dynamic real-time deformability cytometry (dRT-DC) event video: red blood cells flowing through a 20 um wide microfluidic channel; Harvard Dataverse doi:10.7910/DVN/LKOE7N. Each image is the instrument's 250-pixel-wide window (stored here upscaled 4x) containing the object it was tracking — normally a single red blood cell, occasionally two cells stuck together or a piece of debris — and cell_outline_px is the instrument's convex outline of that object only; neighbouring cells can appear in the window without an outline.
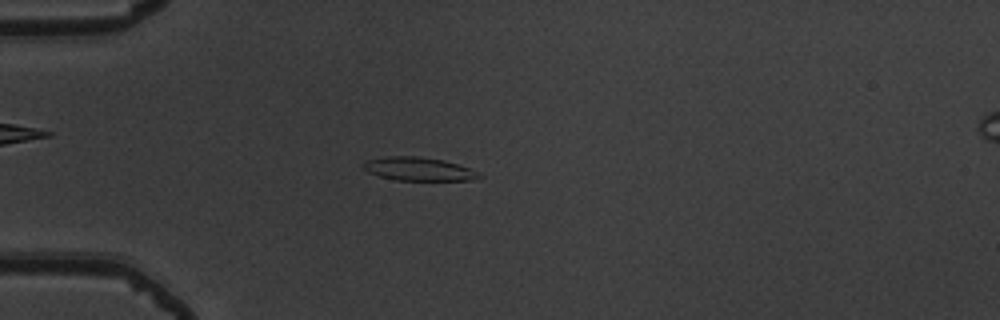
{"species": "common noctule bat (a hibernating species)", "species_latin": "Nyctalus noctula", "temperature_condition": "warm", "stored_images_in_passage": 53, "camera_frame_rate_fps": 3000, "um_per_image_px": 0.085, "animal": {"sex": "male", "body_mass_g": 19.5, "forearm_length_mm": 54.6}, "frame": {"image": 1, "passage_image": 15, "time_ms": 4.667, "image_size_px": [1000, 320], "cell_outline_px": [[484, 176], [468, 180], [396, 180], [380, 176], [368, 172], [360, 164], [368, 160], [384, 156], [416, 156], [444, 160], [468, 168]], "centroid_in_image_um": [35.52, 14.36], "position_along_channel_um": 49.5, "area_um2": 15.61}}
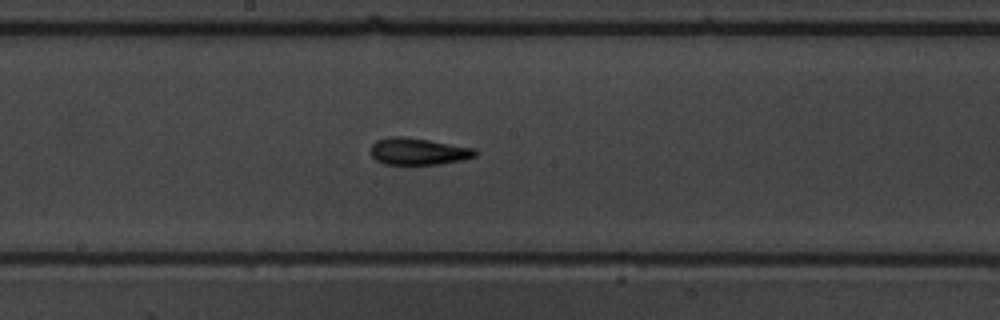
{"frame": {"image": 2, "passage_image": 29, "time_ms": 9.333, "image_size_px": [1000, 320], "cell_outline_px": [[480, 152], [476, 156], [464, 160], [440, 164], [384, 164], [376, 160], [372, 156], [372, 144], [376, 140], [392, 136], [408, 136], [476, 148]], "centroid_in_image_um": [35.62, 12.86], "position_along_channel_um": 212.6, "area_um2": 16.65}}
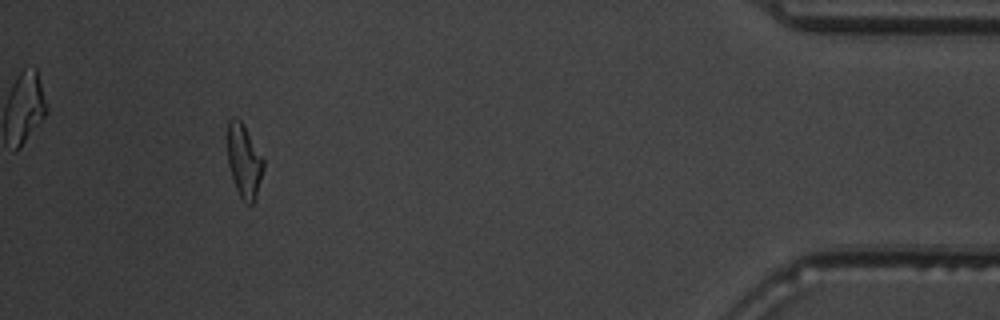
{"frame": {"image": 3, "passage_image": 49, "time_ms": 16.0, "image_size_px": [1000, 320], "cell_outline_px": [[264, 168], [256, 196], [252, 204], [248, 204], [240, 196], [236, 188], [228, 164], [228, 120], [232, 116], [236, 116], [244, 124], [264, 160]], "centroid_in_image_um": [20.75, 13.63], "position_along_channel_um": 414.5, "area_um2": 15.26}, "authors_computed_cell_mechanics": {"area_um2": 15.895, "velocity_mm_per_s": 3.8834, "shape_relaxation_time_tau1_ms": 4.0784, "shape_relaxation_time_tau2_ms": 1.5686, "deformation_change_tau1": 0.1954, "deformation_change_tau2": 0.1048}}